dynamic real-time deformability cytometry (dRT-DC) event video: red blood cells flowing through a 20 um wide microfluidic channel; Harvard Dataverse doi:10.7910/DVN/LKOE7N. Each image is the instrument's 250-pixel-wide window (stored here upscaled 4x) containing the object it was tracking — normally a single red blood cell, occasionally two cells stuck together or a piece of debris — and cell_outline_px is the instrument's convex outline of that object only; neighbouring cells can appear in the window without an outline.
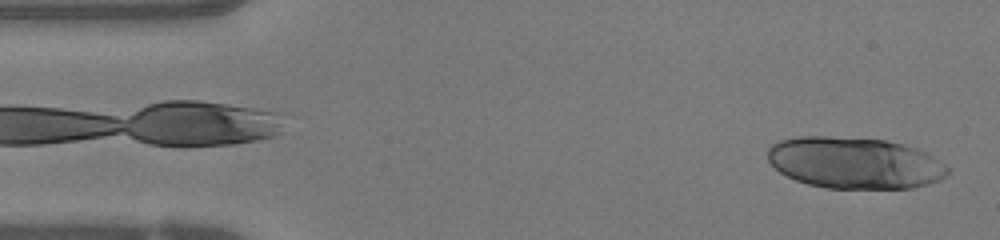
{"species": "human", "species_latin": "Homo sapiens", "temperature_condition": "warm", "stored_images_in_passage": 30, "camera_frame_rate_fps": 3000, "um_per_image_px": 0.085, "donor": {"sex": "female"}, "frame": {"image": 1, "passage_image": 1, "time_ms": 0.0, "image_size_px": [1000, 240], "cell_outline_px": [[948, 172], [940, 180], [928, 184], [912, 188], [828, 188], [808, 184], [796, 180], [780, 172], [768, 160], [768, 148], [776, 140], [800, 136], [828, 136], [884, 140], [916, 148], [932, 156], [944, 164], [948, 168]], "centroid_in_image_um": [72.61, 13.84], "position_along_channel_um": 12.4, "area_um2": 53.81}}
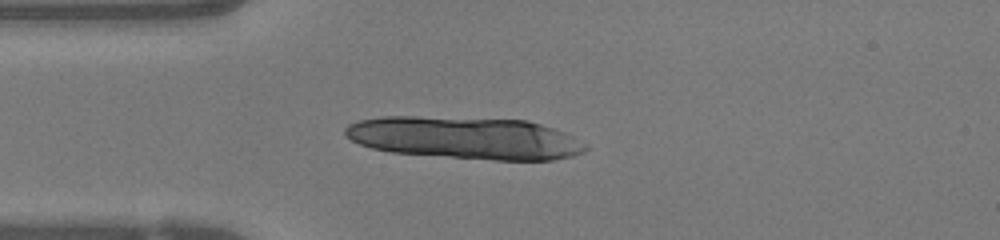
{"frame": {"image": 2, "passage_image": 10, "time_ms": 3.0, "image_size_px": [1000, 240], "cell_outline_px": [[588, 148], [584, 152], [572, 156], [552, 160], [492, 160], [392, 152], [372, 148], [360, 144], [344, 136], [344, 128], [348, 124], [360, 120], [384, 116], [416, 116], [528, 120], [564, 132], [588, 144]], "centroid_in_image_um": [39.54, 11.72], "position_along_channel_um": 45.5, "area_um2": 59.42}}